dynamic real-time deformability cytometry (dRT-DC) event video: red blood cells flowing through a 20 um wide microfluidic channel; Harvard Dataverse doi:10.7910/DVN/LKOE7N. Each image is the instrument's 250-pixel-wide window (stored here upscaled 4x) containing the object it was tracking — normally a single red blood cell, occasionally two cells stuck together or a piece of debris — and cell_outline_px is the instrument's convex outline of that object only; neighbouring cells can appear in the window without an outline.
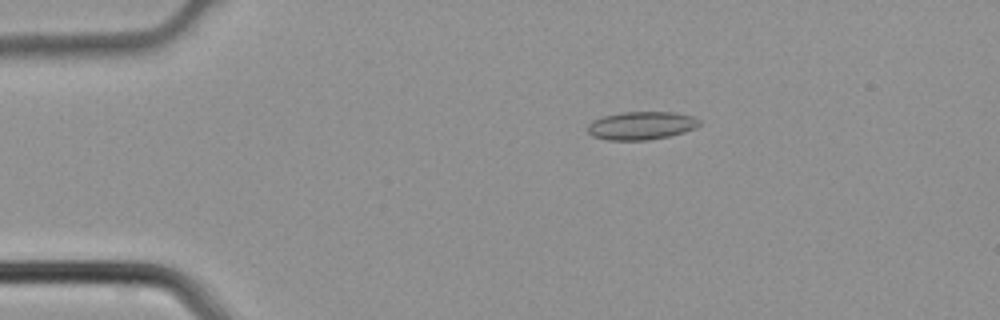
{"species": "common noctule bat (a hibernating species)", "species_latin": "Nyctalus noctula", "temperature_condition": "cold", "stored_images_in_passage": 4, "camera_frame_rate_fps": 3000, "um_per_image_px": 0.085, "animal": {"sex": "male", "body_mass_g": 21.5, "forearm_length_mm": 52.0}, "frame": {"image": 1, "passage_image": 4, "time_ms": 1.0, "image_size_px": [1000, 320], "cell_outline_px": [[700, 124], [696, 128], [684, 132], [668, 136], [648, 140], [608, 140], [592, 136], [588, 132], [588, 124], [592, 120], [604, 116], [624, 112], [672, 112], [692, 116], [700, 120]], "centroid_in_image_um": [54.51, 10.68], "position_along_channel_um": 30.5, "area_um2": 18.26}}